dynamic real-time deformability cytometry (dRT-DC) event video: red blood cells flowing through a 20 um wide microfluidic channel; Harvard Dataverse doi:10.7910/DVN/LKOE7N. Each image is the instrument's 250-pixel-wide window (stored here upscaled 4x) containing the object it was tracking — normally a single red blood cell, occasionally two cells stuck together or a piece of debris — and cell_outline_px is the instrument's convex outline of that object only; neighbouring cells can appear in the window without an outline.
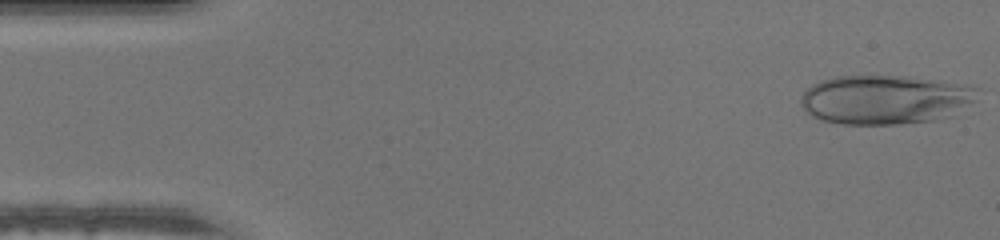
{"species": "human", "species_latin": "Homo sapiens", "temperature_condition": "warm", "stored_images_in_passage": 45, "camera_frame_rate_fps": 3000, "um_per_image_px": 0.085, "donor": {"sex": "male"}, "frame": {"image": 1, "passage_image": 1, "time_ms": 0.0, "image_size_px": [1000, 240], "cell_outline_px": [[980, 88], [976, 104], [956, 116], [940, 120], [900, 124], [840, 124], [824, 120], [812, 116], [800, 104], [800, 96], [812, 84], [820, 80], [836, 76], [908, 76]], "centroid_in_image_um": [75.32, 8.48], "position_along_channel_um": 9.7, "area_um2": 51.44}}
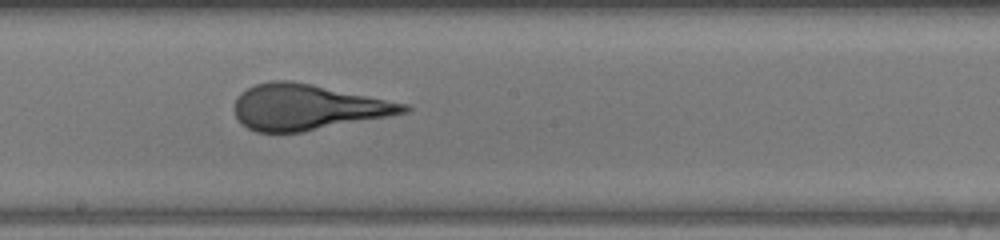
{"frame": {"image": 2, "passage_image": 25, "time_ms": 8.0, "image_size_px": [1000, 240], "cell_outline_px": [[412, 108], [408, 112], [388, 116], [300, 132], [256, 132], [240, 124], [232, 108], [236, 96], [240, 92], [256, 84], [272, 80], [292, 80], [312, 84], [408, 104]], "centroid_in_image_um": [26.06, 9.1], "position_along_channel_um": 222.1, "area_um2": 44.97}}
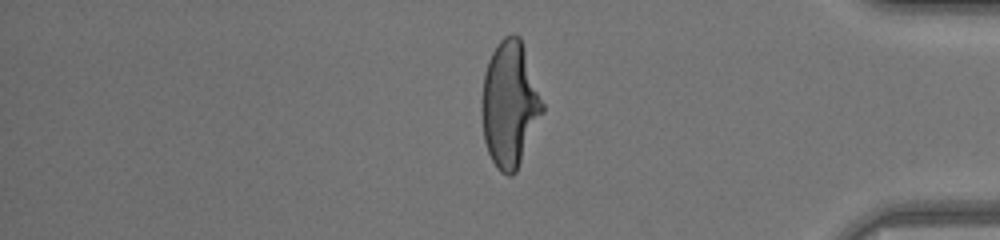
{"frame": {"image": 3, "passage_image": 39, "time_ms": 12.667, "image_size_px": [1000, 240], "cell_outline_px": [[544, 112], [516, 172], [512, 176], [508, 176], [500, 172], [496, 168], [488, 152], [484, 140], [480, 108], [480, 100], [484, 72], [488, 60], [492, 52], [500, 40], [504, 36], [512, 32], [520, 36], [544, 104]], "centroid_in_image_um": [43.31, 8.86], "position_along_channel_um": 391.9, "area_um2": 45.03}}